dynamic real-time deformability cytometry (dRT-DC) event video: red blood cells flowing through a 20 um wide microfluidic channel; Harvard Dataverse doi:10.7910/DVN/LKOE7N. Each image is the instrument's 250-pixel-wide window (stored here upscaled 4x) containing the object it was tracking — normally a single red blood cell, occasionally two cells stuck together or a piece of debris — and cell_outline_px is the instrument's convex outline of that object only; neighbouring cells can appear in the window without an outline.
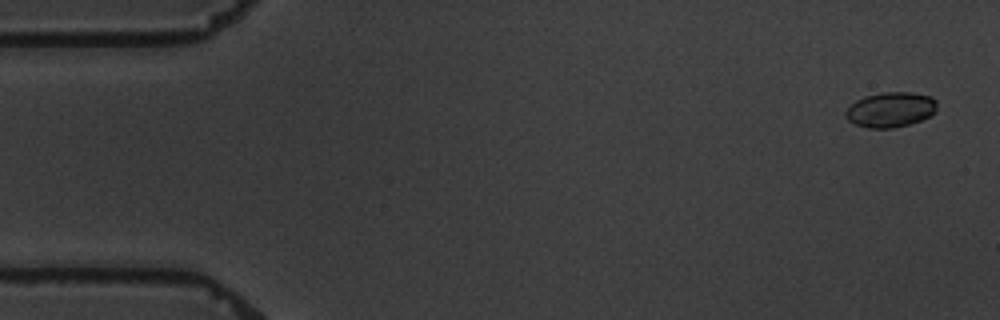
{"species": "common noctule bat (a hibernating species)", "species_latin": "Nyctalus noctula", "temperature_condition": "warm", "stored_images_in_passage": 5, "camera_frame_rate_fps": 3000, "um_per_image_px": 0.085, "animal": {"sex": "male", "body_mass_g": 19.5, "forearm_length_mm": 54.6}, "frame": {"image": 1, "passage_image": 1, "time_ms": 0.0, "image_size_px": [1000, 320], "cell_outline_px": [[936, 112], [920, 120], [908, 124], [892, 128], [868, 128], [856, 124], [848, 120], [844, 116], [844, 112], [856, 100], [864, 96], [884, 92], [912, 92], [932, 96], [936, 100]], "centroid_in_image_um": [75.69, 9.31], "position_along_channel_um": 9.3, "area_um2": 18.67}}
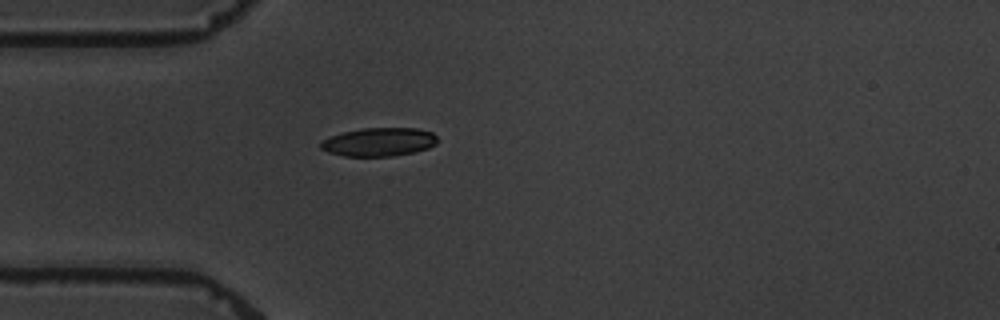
{"frame": {"image": 2, "passage_image": 5, "time_ms": 4.667, "image_size_px": [1000, 320], "cell_outline_px": [[436, 144], [428, 148], [412, 152], [392, 156], [344, 156], [328, 152], [320, 148], [320, 144], [324, 140], [332, 136], [344, 132], [360, 128], [416, 128], [432, 132], [436, 136]], "centroid_in_image_um": [32.21, 12.06], "position_along_channel_um": 52.8, "area_um2": 19.19}}